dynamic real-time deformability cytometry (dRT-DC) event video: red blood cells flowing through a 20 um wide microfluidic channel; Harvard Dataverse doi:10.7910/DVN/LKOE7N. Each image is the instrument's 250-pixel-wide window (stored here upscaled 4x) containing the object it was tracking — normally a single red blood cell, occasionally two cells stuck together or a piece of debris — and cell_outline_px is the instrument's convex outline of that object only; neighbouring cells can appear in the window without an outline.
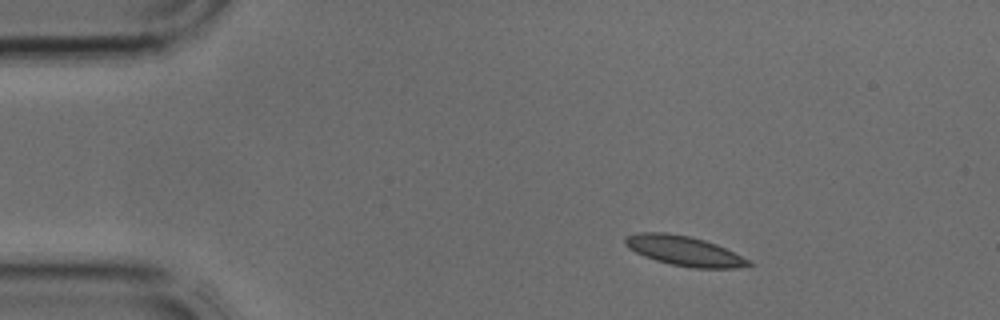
{"species": "common noctule bat (a hibernating species)", "species_latin": "Nyctalus noctula", "temperature_condition": "cold", "stored_images_in_passage": 3, "camera_frame_rate_fps": 3000, "um_per_image_px": 0.085, "animal": {"sex": "male", "body_mass_g": 17.9, "forearm_length_mm": 54.2}, "frame": {"image": 1, "passage_image": 3, "time_ms": 0.667, "image_size_px": [1000, 320], "cell_outline_px": [[756, 264], [736, 268], [692, 268], [672, 264], [656, 260], [644, 256], [628, 248], [624, 244], [624, 236], [640, 232], [664, 232], [688, 236], [704, 240], [716, 244], [752, 260]], "centroid_in_image_um": [58.17, 21.32], "position_along_channel_um": 26.8, "area_um2": 21.5}}